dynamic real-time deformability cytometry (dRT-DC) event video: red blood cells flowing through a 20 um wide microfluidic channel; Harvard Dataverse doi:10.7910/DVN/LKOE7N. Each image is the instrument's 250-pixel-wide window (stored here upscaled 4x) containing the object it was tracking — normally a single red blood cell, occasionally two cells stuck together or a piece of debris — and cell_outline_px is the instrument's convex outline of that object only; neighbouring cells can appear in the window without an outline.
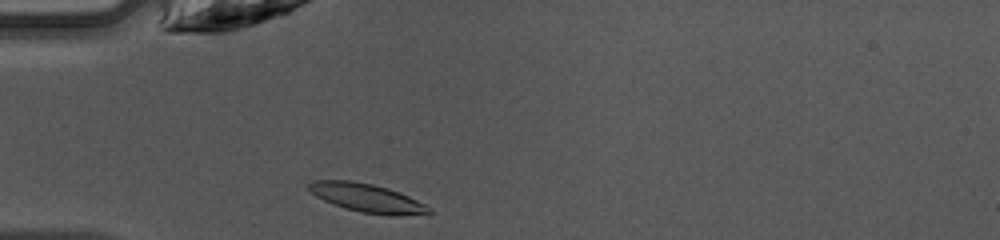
{"species": "common noctule bat (a hibernating species)", "species_latin": "Nyctalus noctula", "temperature_condition": "warm", "stored_images_in_passage": 34, "camera_frame_rate_fps": 3000, "um_per_image_px": 0.085, "animal": {"sex": "female", "body_mass_g": 10.0, "forearm_length_mm": 53.1}, "frame": {"image": 1, "passage_image": 1, "time_ms": 0.0, "image_size_px": [1000, 240], "cell_outline_px": [[432, 212], [428, 216], [388, 216], [360, 212], [344, 208], [324, 200], [316, 196], [308, 188], [308, 184], [312, 180], [348, 180], [372, 184], [388, 188], [400, 192], [432, 208]], "centroid_in_image_um": [31.29, 16.86], "position_along_channel_um": 53.7, "area_um2": 20.35}}
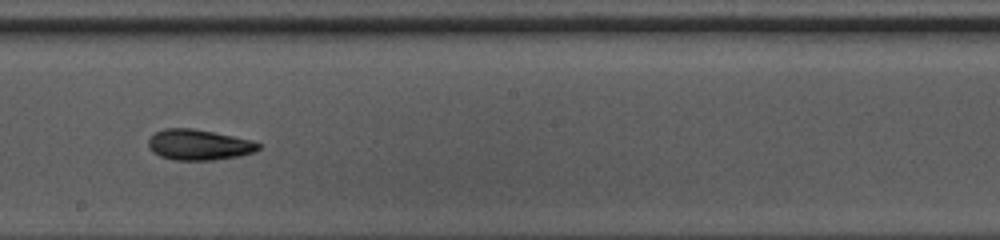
{"frame": {"image": 2, "passage_image": 14, "time_ms": 4.333, "image_size_px": [1000, 240], "cell_outline_px": [[260, 148], [252, 152], [240, 156], [216, 160], [176, 160], [160, 156], [152, 152], [148, 148], [148, 140], [156, 132], [164, 128], [192, 128], [252, 140], [260, 144]], "centroid_in_image_um": [16.88, 12.31], "position_along_channel_um": 231.3, "area_um2": 19.59}}
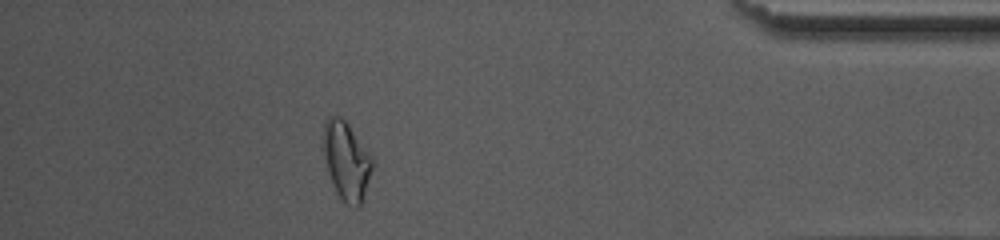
{"frame": {"image": 3, "passage_image": 29, "time_ms": 9.333, "image_size_px": [1000, 240], "cell_outline_px": [[372, 168], [364, 196], [360, 204], [356, 208], [352, 208], [336, 192], [332, 184], [328, 172], [324, 152], [324, 120], [328, 116], [340, 116], [348, 124], [372, 156]], "centroid_in_image_um": [29.45, 13.66], "position_along_channel_um": 405.8, "area_um2": 21.96}, "authors_computed_cell_mechanics": {"area_um2": 19.652, "velocity_mm_per_s": 4.2739, "shape_relaxation_time_tau1_ms": 4.7279, "shape_relaxation_time_tau2_ms": 3.9108, "deformation_change_tau1": 0.1396, "deformation_change_tau2": 0.1216}}